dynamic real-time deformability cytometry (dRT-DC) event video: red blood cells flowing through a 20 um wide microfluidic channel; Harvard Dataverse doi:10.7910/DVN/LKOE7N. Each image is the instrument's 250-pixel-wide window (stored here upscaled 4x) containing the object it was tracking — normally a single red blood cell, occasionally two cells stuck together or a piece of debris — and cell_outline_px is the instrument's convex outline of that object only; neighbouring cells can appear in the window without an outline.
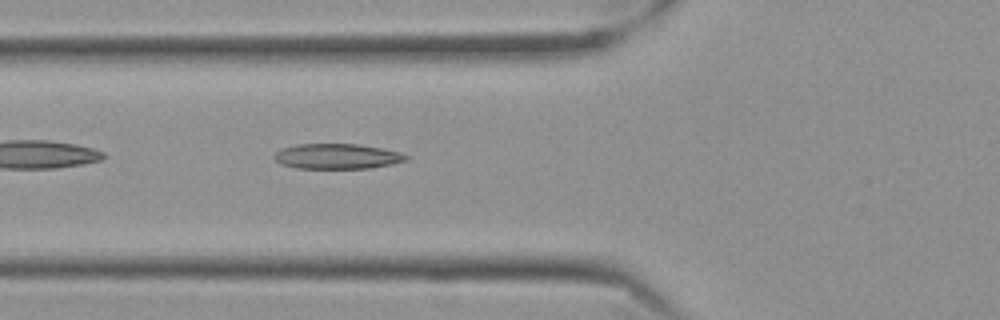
{"species": "Egyptian fruit bat (a non-hibernating species)", "species_latin": "Rousettus aegyptiacus", "temperature_condition": "cold", "stored_images_in_passage": 39, "camera_frame_rate_fps": 3000, "um_per_image_px": 0.085, "frame": {"image": 1, "passage_image": 3, "time_ms": 0.667, "image_size_px": [1000, 320], "cell_outline_px": [[408, 160], [392, 164], [368, 168], [296, 168], [284, 164], [276, 160], [272, 156], [280, 148], [296, 144], [356, 144], [384, 148], [400, 152], [408, 156]], "centroid_in_image_um": [28.66, 13.28], "position_along_channel_um": 97.1, "area_um2": 19.36}}
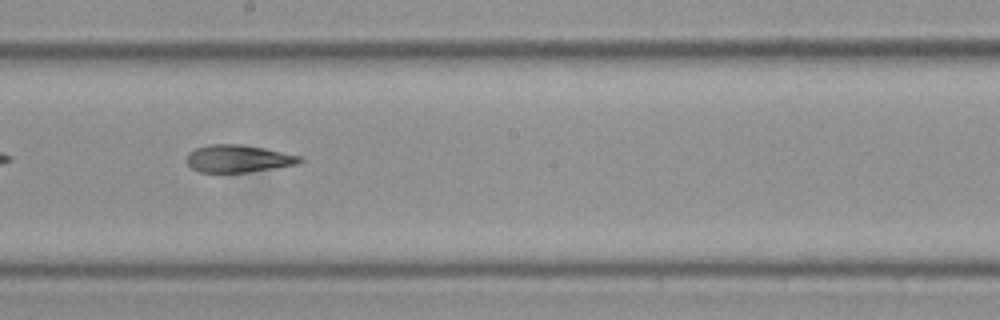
{"frame": {"image": 2, "passage_image": 14, "time_ms": 4.333, "image_size_px": [1000, 320], "cell_outline_px": [[304, 160], [296, 164], [248, 172], [200, 172], [192, 168], [188, 164], [188, 152], [196, 148], [208, 144], [240, 144], [264, 148], [300, 156]], "centroid_in_image_um": [20.23, 13.47], "position_along_channel_um": 228.0, "area_um2": 17.86}}
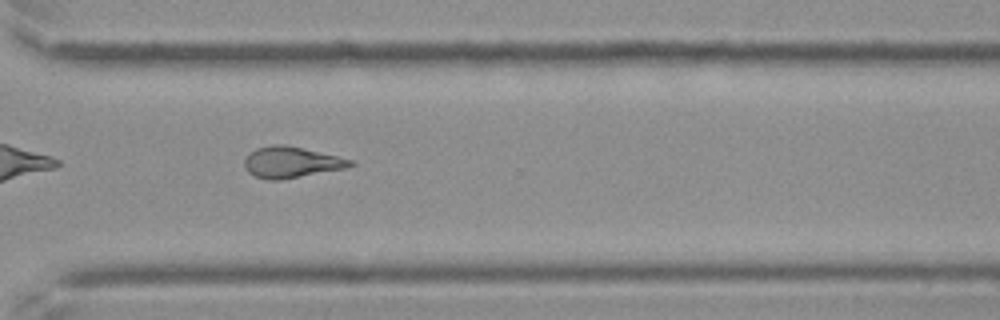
{"frame": {"image": 3, "passage_image": 24, "time_ms": 7.667, "image_size_px": [1000, 320], "cell_outline_px": [[356, 164], [344, 168], [280, 180], [268, 180], [256, 176], [248, 172], [244, 168], [244, 160], [256, 148], [272, 144], [284, 144], [336, 156], [352, 160]], "centroid_in_image_um": [24.72, 13.79], "position_along_channel_um": 345.9, "area_um2": 18.84}, "authors_computed_cell_mechanics": {"area_um2": 18.7272, "velocity_mm_per_s": 3.5415, "shape_relaxation_time_tau1_ms": 7.4104, "shape_relaxation_time_tau2_ms": 2.8357, "deformation_change_tau1": 0.1965, "deformation_change_tau2": 0.1189}}